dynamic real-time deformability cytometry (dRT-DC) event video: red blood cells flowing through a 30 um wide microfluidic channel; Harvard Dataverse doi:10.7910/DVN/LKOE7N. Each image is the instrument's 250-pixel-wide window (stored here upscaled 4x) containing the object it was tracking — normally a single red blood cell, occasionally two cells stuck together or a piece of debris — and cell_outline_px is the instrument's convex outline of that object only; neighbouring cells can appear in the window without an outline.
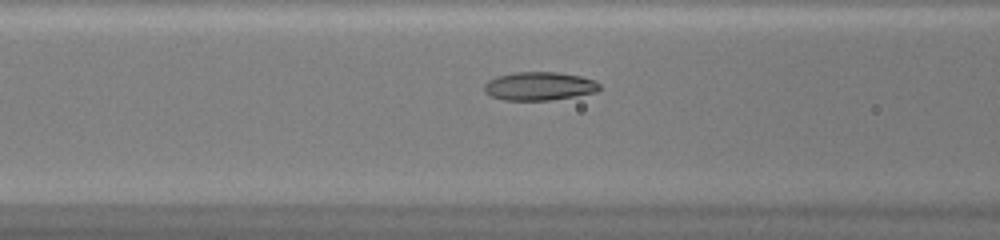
{"species": "common noctule bat (a hibernating species)", "species_latin": "Nyctalus noctula", "temperature_condition": "warm", "stored_images_in_passage": 42, "camera_frame_rate_fps": 3000, "um_per_image_px": 0.085, "animal": {"sex": "female", "body_mass_g": 20.0, "forearm_length_mm": 54.0}, "frame": {"image": 1, "passage_image": 14, "time_ms": 4.333, "image_size_px": [1000, 240], "cell_outline_px": [[600, 88], [596, 92], [576, 96], [548, 100], [504, 100], [492, 96], [484, 92], [484, 84], [488, 80], [496, 76], [512, 72], [560, 72], [580, 76], [592, 80], [600, 84]], "centroid_in_image_um": [45.81, 7.31], "position_along_channel_um": 120.8, "area_um2": 19.13}}
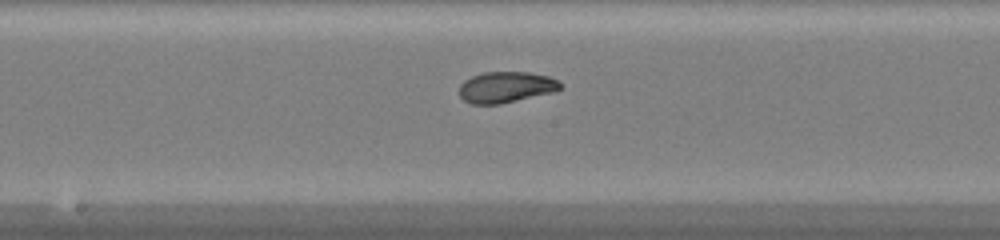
{"frame": {"image": 2, "passage_image": 20, "time_ms": 6.333, "image_size_px": [1000, 240], "cell_outline_px": [[560, 88], [556, 92], [500, 104], [472, 104], [464, 100], [460, 96], [460, 84], [464, 80], [472, 76], [484, 72], [528, 72], [548, 76], [556, 80], [560, 84]], "centroid_in_image_um": [43.0, 7.41], "position_along_channel_um": 205.2, "area_um2": 18.26}}
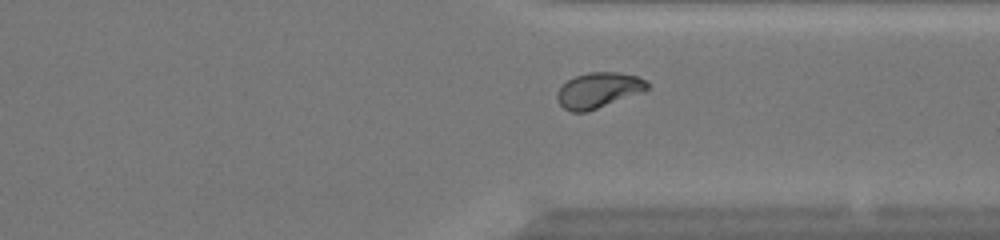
{"frame": {"image": 3, "passage_image": 31, "time_ms": 10.0, "image_size_px": [1000, 240], "cell_outline_px": [[652, 88], [644, 92], [588, 112], [572, 112], [564, 108], [556, 100], [556, 92], [568, 80], [576, 76], [588, 72], [620, 72], [636, 76], [648, 80], [652, 84]], "centroid_in_image_um": [50.94, 7.67], "position_along_channel_um": 360.5, "area_um2": 19.07}, "authors_computed_cell_mechanics": {"area_um2": 18.9873, "velocity_mm_per_s": 4.2329, "shape_relaxation_time_tau1_ms": 9.0297, "shape_relaxation_time_tau2_ms": 1.4071, "deformation_change_tau1": 0.2577, "deformation_change_tau2": 0.048}}